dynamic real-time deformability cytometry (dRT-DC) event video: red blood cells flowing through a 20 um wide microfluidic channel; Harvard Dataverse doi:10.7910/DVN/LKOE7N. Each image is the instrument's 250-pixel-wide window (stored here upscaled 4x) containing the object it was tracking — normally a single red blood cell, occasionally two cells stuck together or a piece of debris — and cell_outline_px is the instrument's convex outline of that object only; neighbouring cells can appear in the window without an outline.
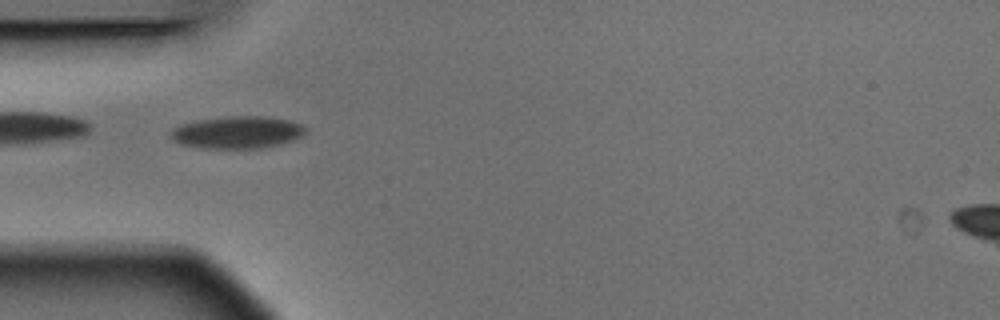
{"species": "Egyptian fruit bat (a non-hibernating species)", "species_latin": "Rousettus aegyptiacus", "temperature_condition": "warm", "stored_images_in_passage": 9, "camera_frame_rate_fps": 3000, "um_per_image_px": 0.085, "animal": {"sex": "male"}, "frame": {"image": 1, "passage_image": 1, "time_ms": 0.0, "image_size_px": [1000, 320], "cell_outline_px": [[304, 136], [280, 144], [260, 148], [204, 148], [180, 144], [168, 132], [180, 124], [196, 120], [232, 116], [264, 116], [288, 120], [300, 124], [304, 128]], "centroid_in_image_um": [20.16, 11.24], "position_along_channel_um": 64.8, "area_um2": 25.14}}
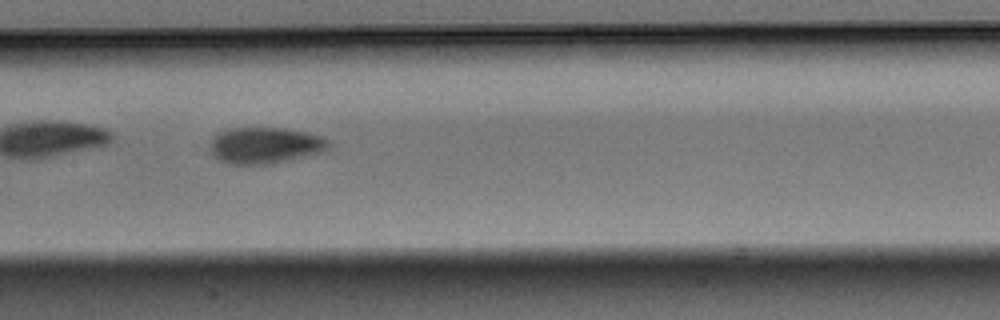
{"frame": {"image": 2, "passage_image": 4, "time_ms": 1.0, "image_size_px": [1000, 320], "cell_outline_px": [[332, 144], [328, 148], [320, 152], [272, 164], [228, 164], [216, 160], [212, 156], [208, 148], [216, 132], [228, 128], [284, 128], [304, 132], [320, 136], [328, 140]], "centroid_in_image_um": [22.45, 12.36], "position_along_channel_um": 185.0, "area_um2": 25.32}}
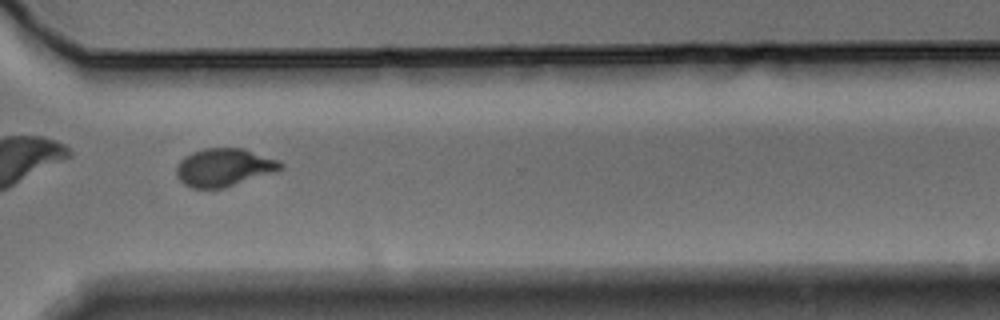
{"frame": {"image": 3, "passage_image": 8, "time_ms": 2.333, "image_size_px": [1000, 320], "cell_outline_px": [[284, 168], [224, 188], [192, 188], [184, 184], [176, 176], [176, 168], [180, 160], [184, 156], [192, 152], [204, 148], [244, 148], [280, 160], [284, 164]], "centroid_in_image_um": [19.03, 14.21], "position_along_channel_um": 351.6, "area_um2": 23.06}}